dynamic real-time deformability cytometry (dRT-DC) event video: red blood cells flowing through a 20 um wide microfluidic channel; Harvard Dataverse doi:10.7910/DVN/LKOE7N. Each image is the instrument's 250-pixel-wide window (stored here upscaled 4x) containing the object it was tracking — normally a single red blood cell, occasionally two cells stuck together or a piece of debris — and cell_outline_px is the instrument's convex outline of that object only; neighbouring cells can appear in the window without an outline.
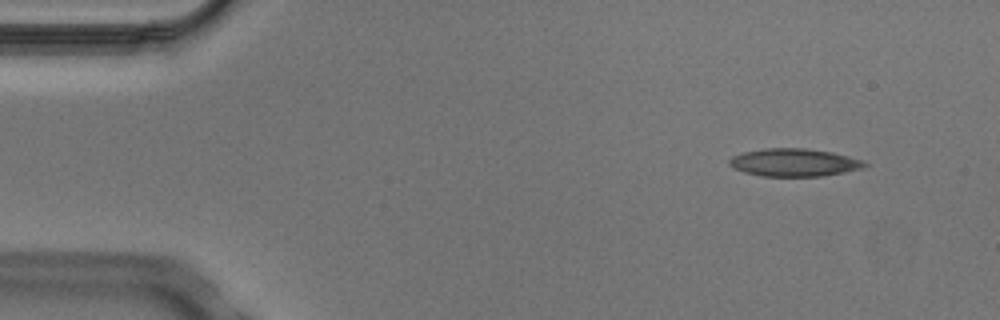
{"species": "Egyptian fruit bat (a non-hibernating species)", "species_latin": "Rousettus aegyptiacus", "temperature_condition": "cold", "stored_images_in_passage": 5, "segment_of_instrument_passage": [2, 2], "camera_frame_rate_fps": 3000, "um_per_image_px": 0.085, "animal": {"sex": "male"}, "frame": {"image": 1, "passage_image": 5, "time_ms": 1.333, "image_size_px": [1000, 320], "cell_outline_px": [[868, 164], [864, 168], [844, 172], [820, 176], [760, 176], [744, 172], [732, 168], [728, 164], [728, 160], [732, 156], [744, 152], [764, 148], [808, 148], [832, 152], [864, 160]], "centroid_in_image_um": [67.49, 13.81], "position_along_channel_um": 17.5, "area_um2": 22.08}}